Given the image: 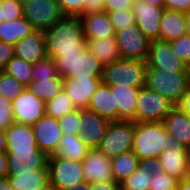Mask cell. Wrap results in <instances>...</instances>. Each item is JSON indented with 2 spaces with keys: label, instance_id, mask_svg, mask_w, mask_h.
Masks as SVG:
<instances>
[{
  "label": "cell",
  "instance_id": "1",
  "mask_svg": "<svg viewBox=\"0 0 190 190\" xmlns=\"http://www.w3.org/2000/svg\"><path fill=\"white\" fill-rule=\"evenodd\" d=\"M44 41L46 54L52 58L62 54L82 53L87 43L81 18L65 16L44 31Z\"/></svg>",
  "mask_w": 190,
  "mask_h": 190
},
{
  "label": "cell",
  "instance_id": "2",
  "mask_svg": "<svg viewBox=\"0 0 190 190\" xmlns=\"http://www.w3.org/2000/svg\"><path fill=\"white\" fill-rule=\"evenodd\" d=\"M163 122H134L132 151L141 162H155L167 145Z\"/></svg>",
  "mask_w": 190,
  "mask_h": 190
},
{
  "label": "cell",
  "instance_id": "3",
  "mask_svg": "<svg viewBox=\"0 0 190 190\" xmlns=\"http://www.w3.org/2000/svg\"><path fill=\"white\" fill-rule=\"evenodd\" d=\"M54 59L62 78H102L104 67L88 47L82 53L62 54Z\"/></svg>",
  "mask_w": 190,
  "mask_h": 190
},
{
  "label": "cell",
  "instance_id": "4",
  "mask_svg": "<svg viewBox=\"0 0 190 190\" xmlns=\"http://www.w3.org/2000/svg\"><path fill=\"white\" fill-rule=\"evenodd\" d=\"M147 62L120 58L104 67L101 81L109 86L142 88L146 85Z\"/></svg>",
  "mask_w": 190,
  "mask_h": 190
},
{
  "label": "cell",
  "instance_id": "5",
  "mask_svg": "<svg viewBox=\"0 0 190 190\" xmlns=\"http://www.w3.org/2000/svg\"><path fill=\"white\" fill-rule=\"evenodd\" d=\"M190 84V72L147 68L146 87L160 93L176 105Z\"/></svg>",
  "mask_w": 190,
  "mask_h": 190
},
{
  "label": "cell",
  "instance_id": "6",
  "mask_svg": "<svg viewBox=\"0 0 190 190\" xmlns=\"http://www.w3.org/2000/svg\"><path fill=\"white\" fill-rule=\"evenodd\" d=\"M134 121H110L97 149L112 159L133 148Z\"/></svg>",
  "mask_w": 190,
  "mask_h": 190
},
{
  "label": "cell",
  "instance_id": "7",
  "mask_svg": "<svg viewBox=\"0 0 190 190\" xmlns=\"http://www.w3.org/2000/svg\"><path fill=\"white\" fill-rule=\"evenodd\" d=\"M22 10L23 17L39 31L50 29L65 17L55 0H23Z\"/></svg>",
  "mask_w": 190,
  "mask_h": 190
},
{
  "label": "cell",
  "instance_id": "8",
  "mask_svg": "<svg viewBox=\"0 0 190 190\" xmlns=\"http://www.w3.org/2000/svg\"><path fill=\"white\" fill-rule=\"evenodd\" d=\"M47 166L49 182L57 190H64L86 181L82 161L50 155Z\"/></svg>",
  "mask_w": 190,
  "mask_h": 190
},
{
  "label": "cell",
  "instance_id": "9",
  "mask_svg": "<svg viewBox=\"0 0 190 190\" xmlns=\"http://www.w3.org/2000/svg\"><path fill=\"white\" fill-rule=\"evenodd\" d=\"M175 107L166 97L146 86L138 91L136 101V122H162Z\"/></svg>",
  "mask_w": 190,
  "mask_h": 190
},
{
  "label": "cell",
  "instance_id": "10",
  "mask_svg": "<svg viewBox=\"0 0 190 190\" xmlns=\"http://www.w3.org/2000/svg\"><path fill=\"white\" fill-rule=\"evenodd\" d=\"M165 142L167 145L163 148L155 163L163 168L165 173L177 180L190 177L186 147L175 136H170L169 134H167Z\"/></svg>",
  "mask_w": 190,
  "mask_h": 190
},
{
  "label": "cell",
  "instance_id": "11",
  "mask_svg": "<svg viewBox=\"0 0 190 190\" xmlns=\"http://www.w3.org/2000/svg\"><path fill=\"white\" fill-rule=\"evenodd\" d=\"M120 57L146 61L150 40L141 32L137 24L127 25L115 33Z\"/></svg>",
  "mask_w": 190,
  "mask_h": 190
},
{
  "label": "cell",
  "instance_id": "12",
  "mask_svg": "<svg viewBox=\"0 0 190 190\" xmlns=\"http://www.w3.org/2000/svg\"><path fill=\"white\" fill-rule=\"evenodd\" d=\"M147 65L165 71L190 72V67L172 50L169 41L152 40L147 57Z\"/></svg>",
  "mask_w": 190,
  "mask_h": 190
},
{
  "label": "cell",
  "instance_id": "13",
  "mask_svg": "<svg viewBox=\"0 0 190 190\" xmlns=\"http://www.w3.org/2000/svg\"><path fill=\"white\" fill-rule=\"evenodd\" d=\"M46 103L28 88L12 101L14 122L25 125H34L46 115Z\"/></svg>",
  "mask_w": 190,
  "mask_h": 190
},
{
  "label": "cell",
  "instance_id": "14",
  "mask_svg": "<svg viewBox=\"0 0 190 190\" xmlns=\"http://www.w3.org/2000/svg\"><path fill=\"white\" fill-rule=\"evenodd\" d=\"M164 9L140 0L134 1L132 12L136 24L150 41L159 39L160 19Z\"/></svg>",
  "mask_w": 190,
  "mask_h": 190
},
{
  "label": "cell",
  "instance_id": "15",
  "mask_svg": "<svg viewBox=\"0 0 190 190\" xmlns=\"http://www.w3.org/2000/svg\"><path fill=\"white\" fill-rule=\"evenodd\" d=\"M32 128L37 147L47 156L53 155L56 152L63 135L58 119L45 115L32 125Z\"/></svg>",
  "mask_w": 190,
  "mask_h": 190
},
{
  "label": "cell",
  "instance_id": "16",
  "mask_svg": "<svg viewBox=\"0 0 190 190\" xmlns=\"http://www.w3.org/2000/svg\"><path fill=\"white\" fill-rule=\"evenodd\" d=\"M80 138L89 149H97L104 137L110 121L96 112L80 109Z\"/></svg>",
  "mask_w": 190,
  "mask_h": 190
},
{
  "label": "cell",
  "instance_id": "17",
  "mask_svg": "<svg viewBox=\"0 0 190 190\" xmlns=\"http://www.w3.org/2000/svg\"><path fill=\"white\" fill-rule=\"evenodd\" d=\"M82 164L84 178L90 184L114 181L111 159L98 149H89Z\"/></svg>",
  "mask_w": 190,
  "mask_h": 190
},
{
  "label": "cell",
  "instance_id": "18",
  "mask_svg": "<svg viewBox=\"0 0 190 190\" xmlns=\"http://www.w3.org/2000/svg\"><path fill=\"white\" fill-rule=\"evenodd\" d=\"M8 157V175L30 173L43 169L48 163V156L41 150L6 151Z\"/></svg>",
  "mask_w": 190,
  "mask_h": 190
},
{
  "label": "cell",
  "instance_id": "19",
  "mask_svg": "<svg viewBox=\"0 0 190 190\" xmlns=\"http://www.w3.org/2000/svg\"><path fill=\"white\" fill-rule=\"evenodd\" d=\"M102 78H63V89L76 109H86Z\"/></svg>",
  "mask_w": 190,
  "mask_h": 190
},
{
  "label": "cell",
  "instance_id": "20",
  "mask_svg": "<svg viewBox=\"0 0 190 190\" xmlns=\"http://www.w3.org/2000/svg\"><path fill=\"white\" fill-rule=\"evenodd\" d=\"M14 56L35 64L44 59L46 54L44 31L34 30L14 45Z\"/></svg>",
  "mask_w": 190,
  "mask_h": 190
},
{
  "label": "cell",
  "instance_id": "21",
  "mask_svg": "<svg viewBox=\"0 0 190 190\" xmlns=\"http://www.w3.org/2000/svg\"><path fill=\"white\" fill-rule=\"evenodd\" d=\"M110 88L117 106V121L136 122V101L140 88L121 85L110 86Z\"/></svg>",
  "mask_w": 190,
  "mask_h": 190
},
{
  "label": "cell",
  "instance_id": "22",
  "mask_svg": "<svg viewBox=\"0 0 190 190\" xmlns=\"http://www.w3.org/2000/svg\"><path fill=\"white\" fill-rule=\"evenodd\" d=\"M7 151L40 150L31 125L13 123L5 129Z\"/></svg>",
  "mask_w": 190,
  "mask_h": 190
},
{
  "label": "cell",
  "instance_id": "23",
  "mask_svg": "<svg viewBox=\"0 0 190 190\" xmlns=\"http://www.w3.org/2000/svg\"><path fill=\"white\" fill-rule=\"evenodd\" d=\"M87 109L109 121H117V106H115L114 95H112L109 85L101 81L92 94Z\"/></svg>",
  "mask_w": 190,
  "mask_h": 190
},
{
  "label": "cell",
  "instance_id": "24",
  "mask_svg": "<svg viewBox=\"0 0 190 190\" xmlns=\"http://www.w3.org/2000/svg\"><path fill=\"white\" fill-rule=\"evenodd\" d=\"M86 38L101 39L115 37V31L107 12L80 16Z\"/></svg>",
  "mask_w": 190,
  "mask_h": 190
},
{
  "label": "cell",
  "instance_id": "25",
  "mask_svg": "<svg viewBox=\"0 0 190 190\" xmlns=\"http://www.w3.org/2000/svg\"><path fill=\"white\" fill-rule=\"evenodd\" d=\"M162 122L170 136H175L185 147L190 145V118L186 114L174 107Z\"/></svg>",
  "mask_w": 190,
  "mask_h": 190
},
{
  "label": "cell",
  "instance_id": "26",
  "mask_svg": "<svg viewBox=\"0 0 190 190\" xmlns=\"http://www.w3.org/2000/svg\"><path fill=\"white\" fill-rule=\"evenodd\" d=\"M185 34V13L164 9L160 19L159 40L172 41Z\"/></svg>",
  "mask_w": 190,
  "mask_h": 190
},
{
  "label": "cell",
  "instance_id": "27",
  "mask_svg": "<svg viewBox=\"0 0 190 190\" xmlns=\"http://www.w3.org/2000/svg\"><path fill=\"white\" fill-rule=\"evenodd\" d=\"M86 43L89 50L100 60L103 67L121 58L115 37L101 39L86 38Z\"/></svg>",
  "mask_w": 190,
  "mask_h": 190
},
{
  "label": "cell",
  "instance_id": "28",
  "mask_svg": "<svg viewBox=\"0 0 190 190\" xmlns=\"http://www.w3.org/2000/svg\"><path fill=\"white\" fill-rule=\"evenodd\" d=\"M35 29L24 17L0 24V41L15 45Z\"/></svg>",
  "mask_w": 190,
  "mask_h": 190
},
{
  "label": "cell",
  "instance_id": "29",
  "mask_svg": "<svg viewBox=\"0 0 190 190\" xmlns=\"http://www.w3.org/2000/svg\"><path fill=\"white\" fill-rule=\"evenodd\" d=\"M7 177L14 190H36L49 181L48 166L30 173H18Z\"/></svg>",
  "mask_w": 190,
  "mask_h": 190
},
{
  "label": "cell",
  "instance_id": "30",
  "mask_svg": "<svg viewBox=\"0 0 190 190\" xmlns=\"http://www.w3.org/2000/svg\"><path fill=\"white\" fill-rule=\"evenodd\" d=\"M140 163L141 160L132 150L112 158L111 169L114 181L121 183L137 170Z\"/></svg>",
  "mask_w": 190,
  "mask_h": 190
},
{
  "label": "cell",
  "instance_id": "31",
  "mask_svg": "<svg viewBox=\"0 0 190 190\" xmlns=\"http://www.w3.org/2000/svg\"><path fill=\"white\" fill-rule=\"evenodd\" d=\"M89 148L81 140L80 135L63 134L54 156L82 161Z\"/></svg>",
  "mask_w": 190,
  "mask_h": 190
},
{
  "label": "cell",
  "instance_id": "32",
  "mask_svg": "<svg viewBox=\"0 0 190 190\" xmlns=\"http://www.w3.org/2000/svg\"><path fill=\"white\" fill-rule=\"evenodd\" d=\"M153 162H141L137 170L124 179L121 190H150Z\"/></svg>",
  "mask_w": 190,
  "mask_h": 190
},
{
  "label": "cell",
  "instance_id": "33",
  "mask_svg": "<svg viewBox=\"0 0 190 190\" xmlns=\"http://www.w3.org/2000/svg\"><path fill=\"white\" fill-rule=\"evenodd\" d=\"M45 103L55 98L63 89V78H49L31 82L27 87Z\"/></svg>",
  "mask_w": 190,
  "mask_h": 190
},
{
  "label": "cell",
  "instance_id": "34",
  "mask_svg": "<svg viewBox=\"0 0 190 190\" xmlns=\"http://www.w3.org/2000/svg\"><path fill=\"white\" fill-rule=\"evenodd\" d=\"M32 68L33 64L24 61L22 58L13 56L2 71L13 76L19 83L27 88L32 82Z\"/></svg>",
  "mask_w": 190,
  "mask_h": 190
},
{
  "label": "cell",
  "instance_id": "35",
  "mask_svg": "<svg viewBox=\"0 0 190 190\" xmlns=\"http://www.w3.org/2000/svg\"><path fill=\"white\" fill-rule=\"evenodd\" d=\"M46 115L59 119L65 114L76 110L71 98L64 89L53 99L46 102Z\"/></svg>",
  "mask_w": 190,
  "mask_h": 190
},
{
  "label": "cell",
  "instance_id": "36",
  "mask_svg": "<svg viewBox=\"0 0 190 190\" xmlns=\"http://www.w3.org/2000/svg\"><path fill=\"white\" fill-rule=\"evenodd\" d=\"M178 181L153 162L150 190H176Z\"/></svg>",
  "mask_w": 190,
  "mask_h": 190
},
{
  "label": "cell",
  "instance_id": "37",
  "mask_svg": "<svg viewBox=\"0 0 190 190\" xmlns=\"http://www.w3.org/2000/svg\"><path fill=\"white\" fill-rule=\"evenodd\" d=\"M49 78H62L58 75L55 59L46 56L44 59L33 64L32 68V82H39V80Z\"/></svg>",
  "mask_w": 190,
  "mask_h": 190
},
{
  "label": "cell",
  "instance_id": "38",
  "mask_svg": "<svg viewBox=\"0 0 190 190\" xmlns=\"http://www.w3.org/2000/svg\"><path fill=\"white\" fill-rule=\"evenodd\" d=\"M25 86L19 83L13 76L0 71V96L12 102L24 90Z\"/></svg>",
  "mask_w": 190,
  "mask_h": 190
},
{
  "label": "cell",
  "instance_id": "39",
  "mask_svg": "<svg viewBox=\"0 0 190 190\" xmlns=\"http://www.w3.org/2000/svg\"><path fill=\"white\" fill-rule=\"evenodd\" d=\"M63 134L79 135L81 130L80 109L69 112L58 119Z\"/></svg>",
  "mask_w": 190,
  "mask_h": 190
},
{
  "label": "cell",
  "instance_id": "40",
  "mask_svg": "<svg viewBox=\"0 0 190 190\" xmlns=\"http://www.w3.org/2000/svg\"><path fill=\"white\" fill-rule=\"evenodd\" d=\"M110 21L113 25L115 33L127 25L136 24L135 17L132 10H119L114 12H107Z\"/></svg>",
  "mask_w": 190,
  "mask_h": 190
},
{
  "label": "cell",
  "instance_id": "41",
  "mask_svg": "<svg viewBox=\"0 0 190 190\" xmlns=\"http://www.w3.org/2000/svg\"><path fill=\"white\" fill-rule=\"evenodd\" d=\"M169 42L177 57L190 67V36L185 34Z\"/></svg>",
  "mask_w": 190,
  "mask_h": 190
},
{
  "label": "cell",
  "instance_id": "42",
  "mask_svg": "<svg viewBox=\"0 0 190 190\" xmlns=\"http://www.w3.org/2000/svg\"><path fill=\"white\" fill-rule=\"evenodd\" d=\"M22 2L23 0H0L5 21H12L23 17Z\"/></svg>",
  "mask_w": 190,
  "mask_h": 190
},
{
  "label": "cell",
  "instance_id": "43",
  "mask_svg": "<svg viewBox=\"0 0 190 190\" xmlns=\"http://www.w3.org/2000/svg\"><path fill=\"white\" fill-rule=\"evenodd\" d=\"M58 3L65 16L80 17L83 14L85 0H59Z\"/></svg>",
  "mask_w": 190,
  "mask_h": 190
},
{
  "label": "cell",
  "instance_id": "44",
  "mask_svg": "<svg viewBox=\"0 0 190 190\" xmlns=\"http://www.w3.org/2000/svg\"><path fill=\"white\" fill-rule=\"evenodd\" d=\"M14 123L12 102L0 96V130H5Z\"/></svg>",
  "mask_w": 190,
  "mask_h": 190
},
{
  "label": "cell",
  "instance_id": "45",
  "mask_svg": "<svg viewBox=\"0 0 190 190\" xmlns=\"http://www.w3.org/2000/svg\"><path fill=\"white\" fill-rule=\"evenodd\" d=\"M135 0H104L105 12L132 10Z\"/></svg>",
  "mask_w": 190,
  "mask_h": 190
},
{
  "label": "cell",
  "instance_id": "46",
  "mask_svg": "<svg viewBox=\"0 0 190 190\" xmlns=\"http://www.w3.org/2000/svg\"><path fill=\"white\" fill-rule=\"evenodd\" d=\"M164 8L170 11L190 12V0H164Z\"/></svg>",
  "mask_w": 190,
  "mask_h": 190
},
{
  "label": "cell",
  "instance_id": "47",
  "mask_svg": "<svg viewBox=\"0 0 190 190\" xmlns=\"http://www.w3.org/2000/svg\"><path fill=\"white\" fill-rule=\"evenodd\" d=\"M14 56V46L0 41V71Z\"/></svg>",
  "mask_w": 190,
  "mask_h": 190
},
{
  "label": "cell",
  "instance_id": "48",
  "mask_svg": "<svg viewBox=\"0 0 190 190\" xmlns=\"http://www.w3.org/2000/svg\"><path fill=\"white\" fill-rule=\"evenodd\" d=\"M101 12H105L104 0H85L82 15H87L90 13H101Z\"/></svg>",
  "mask_w": 190,
  "mask_h": 190
},
{
  "label": "cell",
  "instance_id": "49",
  "mask_svg": "<svg viewBox=\"0 0 190 190\" xmlns=\"http://www.w3.org/2000/svg\"><path fill=\"white\" fill-rule=\"evenodd\" d=\"M180 111L190 118V84L182 94L179 102L175 105Z\"/></svg>",
  "mask_w": 190,
  "mask_h": 190
},
{
  "label": "cell",
  "instance_id": "50",
  "mask_svg": "<svg viewBox=\"0 0 190 190\" xmlns=\"http://www.w3.org/2000/svg\"><path fill=\"white\" fill-rule=\"evenodd\" d=\"M90 190H121V185L116 181L91 183Z\"/></svg>",
  "mask_w": 190,
  "mask_h": 190
},
{
  "label": "cell",
  "instance_id": "51",
  "mask_svg": "<svg viewBox=\"0 0 190 190\" xmlns=\"http://www.w3.org/2000/svg\"><path fill=\"white\" fill-rule=\"evenodd\" d=\"M8 176V157L7 152H0V177Z\"/></svg>",
  "mask_w": 190,
  "mask_h": 190
},
{
  "label": "cell",
  "instance_id": "52",
  "mask_svg": "<svg viewBox=\"0 0 190 190\" xmlns=\"http://www.w3.org/2000/svg\"><path fill=\"white\" fill-rule=\"evenodd\" d=\"M7 151V136L5 130H0V152Z\"/></svg>",
  "mask_w": 190,
  "mask_h": 190
},
{
  "label": "cell",
  "instance_id": "53",
  "mask_svg": "<svg viewBox=\"0 0 190 190\" xmlns=\"http://www.w3.org/2000/svg\"><path fill=\"white\" fill-rule=\"evenodd\" d=\"M176 190H190V177L179 180Z\"/></svg>",
  "mask_w": 190,
  "mask_h": 190
},
{
  "label": "cell",
  "instance_id": "54",
  "mask_svg": "<svg viewBox=\"0 0 190 190\" xmlns=\"http://www.w3.org/2000/svg\"><path fill=\"white\" fill-rule=\"evenodd\" d=\"M64 190H90V183L87 181H83L73 187H70Z\"/></svg>",
  "mask_w": 190,
  "mask_h": 190
},
{
  "label": "cell",
  "instance_id": "55",
  "mask_svg": "<svg viewBox=\"0 0 190 190\" xmlns=\"http://www.w3.org/2000/svg\"><path fill=\"white\" fill-rule=\"evenodd\" d=\"M0 190H14L8 180V177H0Z\"/></svg>",
  "mask_w": 190,
  "mask_h": 190
},
{
  "label": "cell",
  "instance_id": "56",
  "mask_svg": "<svg viewBox=\"0 0 190 190\" xmlns=\"http://www.w3.org/2000/svg\"><path fill=\"white\" fill-rule=\"evenodd\" d=\"M156 7H164V0H140Z\"/></svg>",
  "mask_w": 190,
  "mask_h": 190
},
{
  "label": "cell",
  "instance_id": "57",
  "mask_svg": "<svg viewBox=\"0 0 190 190\" xmlns=\"http://www.w3.org/2000/svg\"><path fill=\"white\" fill-rule=\"evenodd\" d=\"M186 34L190 36V12L185 13Z\"/></svg>",
  "mask_w": 190,
  "mask_h": 190
},
{
  "label": "cell",
  "instance_id": "58",
  "mask_svg": "<svg viewBox=\"0 0 190 190\" xmlns=\"http://www.w3.org/2000/svg\"><path fill=\"white\" fill-rule=\"evenodd\" d=\"M36 190H57L55 186H53L49 181L45 183L43 186L39 187Z\"/></svg>",
  "mask_w": 190,
  "mask_h": 190
},
{
  "label": "cell",
  "instance_id": "59",
  "mask_svg": "<svg viewBox=\"0 0 190 190\" xmlns=\"http://www.w3.org/2000/svg\"><path fill=\"white\" fill-rule=\"evenodd\" d=\"M187 166L190 171V145L186 147Z\"/></svg>",
  "mask_w": 190,
  "mask_h": 190
},
{
  "label": "cell",
  "instance_id": "60",
  "mask_svg": "<svg viewBox=\"0 0 190 190\" xmlns=\"http://www.w3.org/2000/svg\"><path fill=\"white\" fill-rule=\"evenodd\" d=\"M4 21H5V18L3 17L2 9H1V6H0V24L3 23Z\"/></svg>",
  "mask_w": 190,
  "mask_h": 190
}]
</instances>
